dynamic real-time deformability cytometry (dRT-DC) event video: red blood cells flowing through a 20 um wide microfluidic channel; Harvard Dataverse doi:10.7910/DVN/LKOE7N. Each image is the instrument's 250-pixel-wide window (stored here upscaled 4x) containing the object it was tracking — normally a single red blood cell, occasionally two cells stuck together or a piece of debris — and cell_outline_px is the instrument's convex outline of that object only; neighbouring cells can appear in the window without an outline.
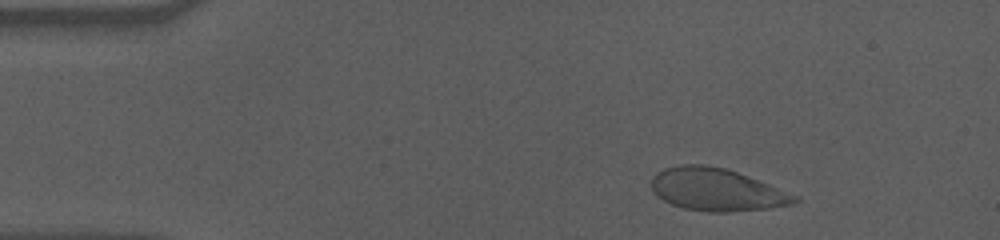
{"species": "human", "species_latin": "Homo sapiens", "temperature_condition": "cold", "stored_images_in_passage": 47, "camera_frame_rate_fps": 3000, "um_per_image_px": 0.085, "donor": {"sex": "male"}, "frame": {"image": 1, "passage_image": 6, "time_ms": 1.667, "image_size_px": [1000, 240], "cell_outline_px": [[800, 200], [792, 204], [768, 208], [728, 212], [708, 212], [684, 208], [672, 204], [656, 196], [652, 192], [652, 176], [656, 172], [664, 168], [680, 164], [708, 164], [724, 168], [736, 172], [800, 196]], "centroid_in_image_um": [60.89, 16.11], "position_along_channel_um": 24.1, "area_um2": 35.49}}
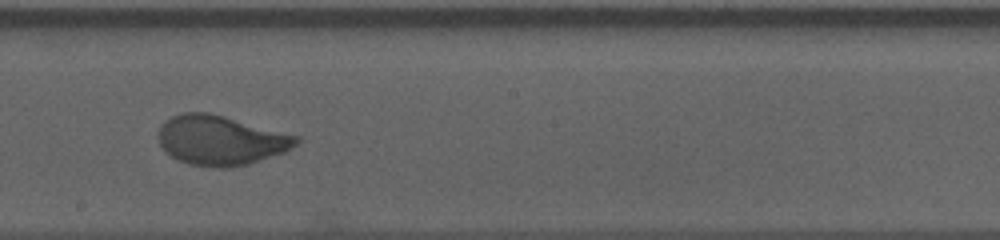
{"frame": {"image": 2, "passage_image": 30, "time_ms": 9.667, "image_size_px": [1000, 240], "cell_outline_px": [[300, 140], [292, 148], [284, 152], [248, 164], [224, 168], [216, 168], [188, 164], [176, 160], [164, 152], [160, 144], [160, 124], [164, 120], [172, 116], [184, 112], [208, 112], [224, 116], [300, 136]], "centroid_in_image_um": [18.74, 11.93], "position_along_channel_um": 229.5, "area_um2": 40.0}}
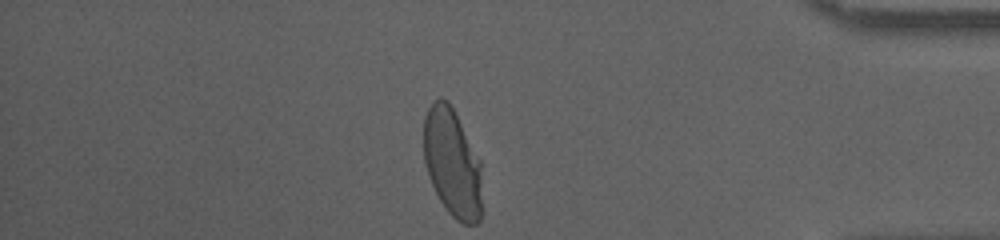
{"frame": {"image": 3, "passage_image": 47, "time_ms": 15.333, "image_size_px": [1000, 240], "cell_outline_px": [[484, 212], [480, 220], [476, 224], [464, 224], [456, 220], [448, 212], [440, 200], [428, 176], [424, 164], [424, 116], [432, 100], [440, 96], [448, 100], [480, 160]], "centroid_in_image_um": [38.47, 13.89], "position_along_channel_um": 396.7, "area_um2": 37.51}, "authors_computed_cell_mechanics": {"area_um2": 38.437, "velocity_mm_per_s": 3.5259, "shape_relaxation_time_tau1_ms": 4.2528, "shape_relaxation_time_tau2_ms": null, "deformation_change_tau1": 0.1776, "deformation_change_tau2": null}}